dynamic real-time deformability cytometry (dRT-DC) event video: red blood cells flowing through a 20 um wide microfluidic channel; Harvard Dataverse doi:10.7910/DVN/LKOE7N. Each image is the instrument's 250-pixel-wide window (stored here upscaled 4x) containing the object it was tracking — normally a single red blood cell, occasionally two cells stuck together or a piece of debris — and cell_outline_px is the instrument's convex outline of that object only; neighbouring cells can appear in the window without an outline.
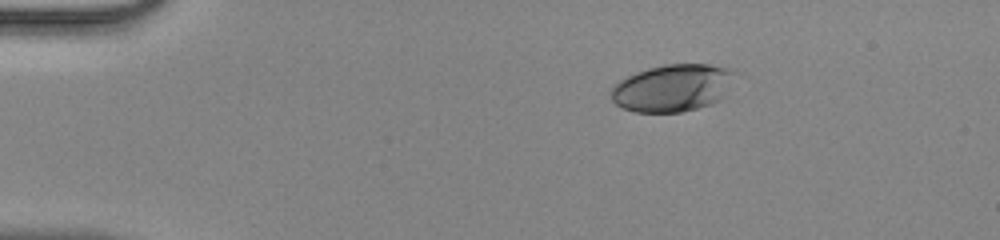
{"species": "human", "species_latin": "Homo sapiens", "temperature_condition": "room temperature", "stored_images_in_passage": 40, "camera_frame_rate_fps": 3000, "um_per_image_px": 0.085, "donor": {"sex": "male"}, "frame": {"image": 1, "passage_image": 1, "time_ms": 0.0, "image_size_px": [1000, 240], "cell_outline_px": [[736, 72], [720, 100], [712, 104], [680, 112], [636, 112], [624, 108], [616, 104], [612, 100], [608, 92], [620, 80], [636, 72], [648, 68], [664, 64], [708, 64], [728, 68]], "centroid_in_image_um": [57.13, 7.47], "position_along_channel_um": 27.9, "area_um2": 33.93}}
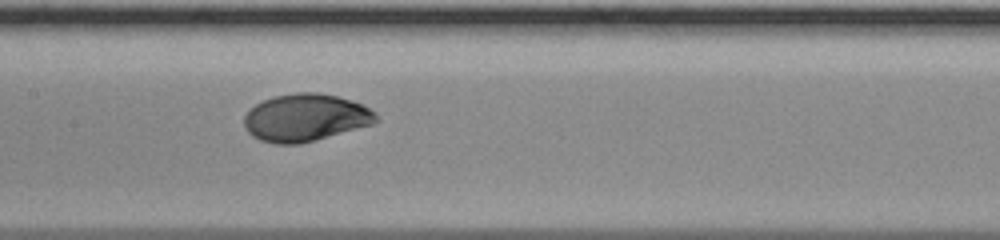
{"frame": {"image": 2, "passage_image": 17, "time_ms": 5.333, "image_size_px": [1000, 240], "cell_outline_px": [[380, 120], [372, 124], [300, 144], [276, 144], [260, 140], [252, 136], [244, 128], [244, 116], [256, 104], [264, 100], [276, 96], [296, 92], [316, 92], [336, 96], [352, 100], [376, 112]], "centroid_in_image_um": [25.96, 10.0], "position_along_channel_um": 181.4, "area_um2": 36.3}}
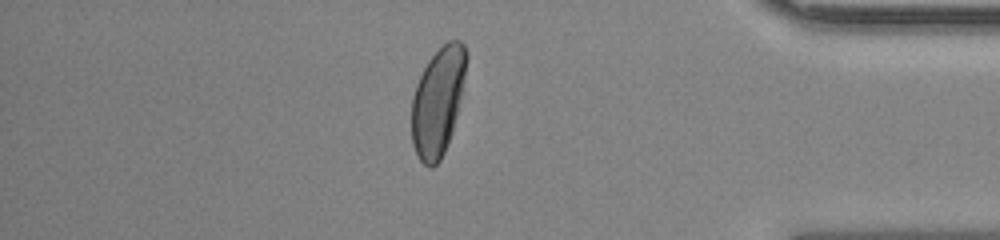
{"frame": {"image": 3, "passage_image": 34, "time_ms": 11.0, "image_size_px": [1000, 240], "cell_outline_px": [[468, 56], [456, 116], [452, 132], [448, 144], [440, 160], [432, 168], [428, 168], [420, 160], [412, 144], [412, 96], [416, 84], [428, 60], [448, 40], [460, 40], [464, 44], [468, 52]], "centroid_in_image_um": [37.21, 8.62], "position_along_channel_um": 398.0, "area_um2": 34.28}}